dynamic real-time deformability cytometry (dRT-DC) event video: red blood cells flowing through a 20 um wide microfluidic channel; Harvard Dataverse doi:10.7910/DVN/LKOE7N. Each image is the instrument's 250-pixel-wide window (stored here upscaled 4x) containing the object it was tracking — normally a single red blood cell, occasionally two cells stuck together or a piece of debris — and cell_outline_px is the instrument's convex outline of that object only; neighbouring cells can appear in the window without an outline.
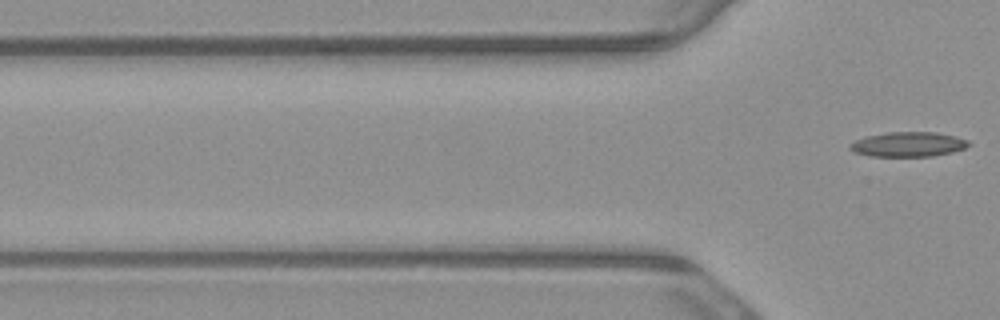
{"species": "common noctule bat (a hibernating species)", "species_latin": "Nyctalus noctula", "temperature_condition": "warm", "stored_images_in_passage": 6, "segment_of_instrument_passage": [2, 2], "camera_frame_rate_fps": 3000, "um_per_image_px": 0.085, "animal": {"sex": "male", "body_mass_g": 23.1, "forearm_length_mm": 52.7}, "frame": {"image": 1, "passage_image": 6, "time_ms": 1.667, "image_size_px": [1000, 320], "cell_outline_px": [[972, 144], [964, 148], [952, 152], [932, 156], [868, 156], [856, 152], [848, 148], [848, 144], [856, 140], [868, 136], [888, 132], [936, 132], [956, 136], [968, 140]], "centroid_in_image_um": [77.21, 12.26], "position_along_channel_um": 48.6, "area_um2": 17.11}}